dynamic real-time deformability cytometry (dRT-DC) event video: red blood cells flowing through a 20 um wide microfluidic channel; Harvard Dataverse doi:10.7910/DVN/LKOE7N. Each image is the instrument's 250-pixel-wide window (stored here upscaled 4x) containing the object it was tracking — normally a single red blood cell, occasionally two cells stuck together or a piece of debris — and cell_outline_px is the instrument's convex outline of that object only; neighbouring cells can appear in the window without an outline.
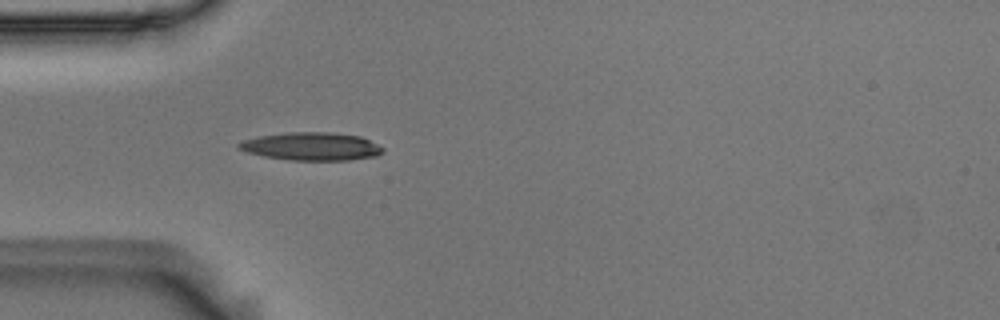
{"species": "Egyptian fruit bat (a non-hibernating species)", "species_latin": "Rousettus aegyptiacus", "temperature_condition": "room temperature", "stored_images_in_passage": 5, "camera_frame_rate_fps": 3000, "um_per_image_px": 0.085, "animal": {"sex": "male"}, "frame": {"image": 1, "passage_image": 5, "time_ms": 1.333, "image_size_px": [1000, 320], "cell_outline_px": [[384, 152], [376, 156], [348, 160], [292, 160], [264, 156], [248, 152], [236, 148], [236, 144], [244, 140], [256, 136], [288, 132], [332, 132], [360, 136], [384, 148]], "centroid_in_image_um": [26.45, 12.44], "position_along_channel_um": 58.5, "area_um2": 23.52}}